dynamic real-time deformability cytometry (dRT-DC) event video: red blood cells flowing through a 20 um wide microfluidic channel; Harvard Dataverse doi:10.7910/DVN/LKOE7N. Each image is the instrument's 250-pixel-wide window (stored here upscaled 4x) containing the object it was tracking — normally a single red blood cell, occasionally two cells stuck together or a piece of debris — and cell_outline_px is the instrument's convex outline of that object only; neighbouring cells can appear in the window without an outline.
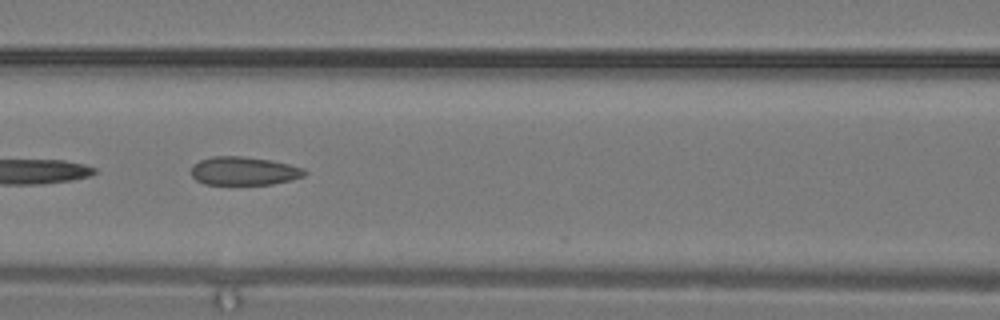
{"species": "common noctule bat (a hibernating species)", "species_latin": "Nyctalus noctula", "temperature_condition": "warm", "stored_images_in_passage": 11, "camera_frame_rate_fps": 3000, "um_per_image_px": 0.085, "animal": {"sex": "male", "body_mass_g": 19.2, "forearm_length_mm": 51.8}, "frame": {"image": 1, "passage_image": 8, "time_ms": 2.333, "image_size_px": [1000, 320], "cell_outline_px": [[308, 172], [304, 176], [292, 180], [272, 184], [204, 184], [196, 180], [188, 172], [192, 164], [200, 160], [212, 156], [244, 156], [272, 160], [304, 168]], "centroid_in_image_um": [20.7, 14.52], "position_along_channel_um": 145.9, "area_um2": 19.07}}
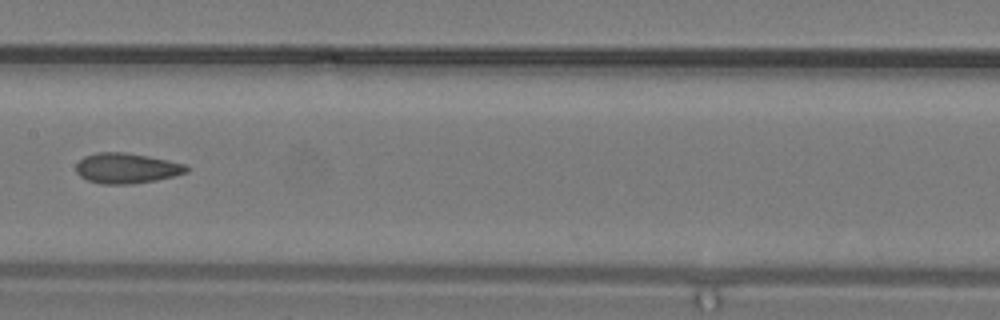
{"frame": {"image": 2, "passage_image": 10, "time_ms": 3.0, "image_size_px": [1000, 320], "cell_outline_px": [[188, 172], [156, 180], [128, 184], [100, 184], [88, 180], [80, 176], [76, 172], [76, 164], [84, 156], [96, 152], [124, 152], [148, 156], [168, 160], [184, 164], [188, 168]], "centroid_in_image_um": [10.72, 14.29], "position_along_channel_um": 196.7, "area_um2": 19.42}}